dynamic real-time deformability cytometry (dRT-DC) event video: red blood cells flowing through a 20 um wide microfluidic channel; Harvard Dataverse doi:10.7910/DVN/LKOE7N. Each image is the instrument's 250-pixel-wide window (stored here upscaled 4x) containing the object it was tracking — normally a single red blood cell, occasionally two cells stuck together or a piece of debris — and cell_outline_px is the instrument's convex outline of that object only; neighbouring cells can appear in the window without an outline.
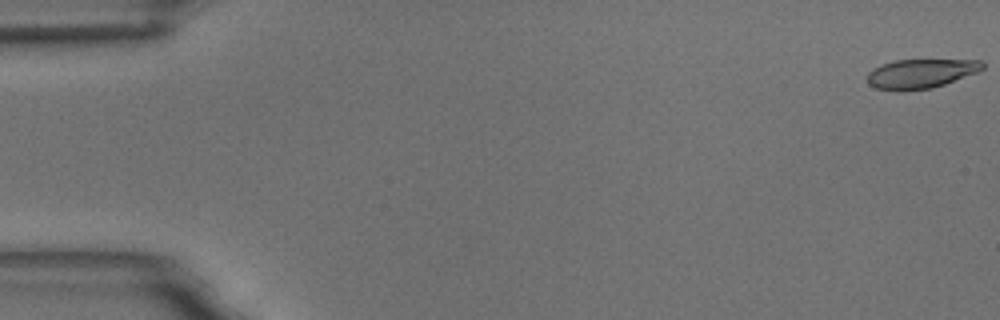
{"species": "common noctule bat (a hibernating species)", "species_latin": "Nyctalus noctula", "temperature_condition": "room temperature", "stored_images_in_passage": 56, "camera_frame_rate_fps": 3000, "um_per_image_px": 0.085, "animal": {"sex": "male", "body_mass_g": 18.8}, "frame": {"image": 1, "passage_image": 1, "time_ms": 0.0, "image_size_px": [1000, 320], "cell_outline_px": [[984, 68], [976, 72], [944, 84], [932, 88], [904, 92], [896, 92], [876, 88], [868, 84], [868, 72], [872, 68], [880, 64], [896, 60], [980, 60], [984, 64]], "centroid_in_image_um": [78.19, 6.27], "position_along_channel_um": 6.8, "area_um2": 19.83}}
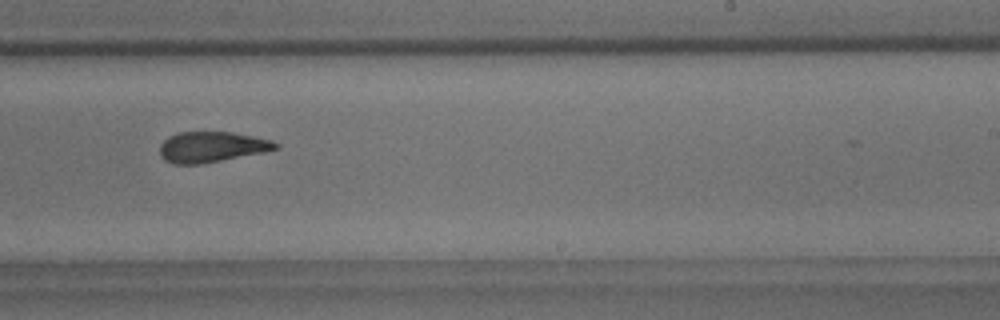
{"frame": {"image": 2, "passage_image": 35, "time_ms": 11.333, "image_size_px": [1000, 320], "cell_outline_px": [[280, 148], [264, 152], [200, 164], [172, 164], [164, 160], [160, 156], [160, 144], [168, 136], [180, 132], [232, 132], [272, 140], [280, 144]], "centroid_in_image_um": [17.98, 12.49], "position_along_channel_um": 271.0, "area_um2": 20.69}}
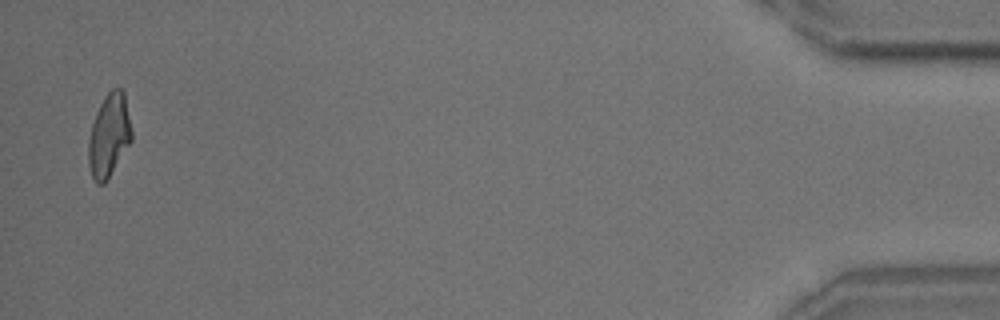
{"frame": {"image": 3, "passage_image": 55, "time_ms": 18.0, "image_size_px": [1000, 320], "cell_outline_px": [[132, 140], [104, 184], [96, 184], [92, 176], [88, 164], [88, 140], [92, 124], [96, 112], [104, 96], [112, 88], [124, 88], [132, 132]], "centroid_in_image_um": [9.27, 11.48], "position_along_channel_um": 425.9, "area_um2": 20.98}, "authors_computed_cell_mechanics": {"area_um2": 21.2126, "velocity_mm_per_s": 3.631, "shape_relaxation_time_tau1_ms": 7.3672, "shape_relaxation_time_tau2_ms": 3.0727, "deformation_change_tau1": 0.212, "deformation_change_tau2": 0.1217}}